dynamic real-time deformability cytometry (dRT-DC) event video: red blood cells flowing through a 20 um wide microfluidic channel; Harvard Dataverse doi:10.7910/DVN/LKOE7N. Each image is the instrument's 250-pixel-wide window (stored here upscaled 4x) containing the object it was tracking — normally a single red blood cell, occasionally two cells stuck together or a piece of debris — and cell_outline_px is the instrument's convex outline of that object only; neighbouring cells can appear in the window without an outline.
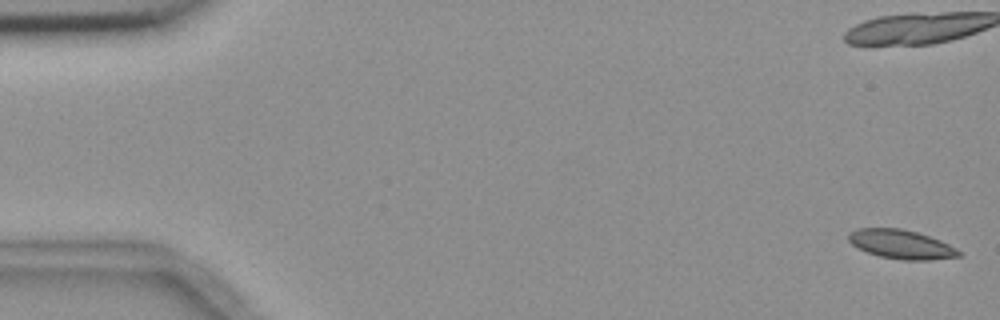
{"species": "common noctule bat (a hibernating species)", "species_latin": "Nyctalus noctula", "temperature_condition": "room temperature", "stored_images_in_passage": 4, "camera_frame_rate_fps": 3000, "um_per_image_px": 0.085, "animal": {"sex": "female", "body_mass_g": 18.4}, "frame": {"image": 1, "passage_image": 1, "time_ms": 0.0, "image_size_px": [1000, 320], "cell_outline_px": [[964, 252], [960, 256], [928, 260], [900, 260], [880, 256], [856, 248], [848, 240], [848, 232], [856, 228], [900, 228], [916, 232], [940, 240]], "centroid_in_image_um": [76.58, 20.76], "position_along_channel_um": 8.4, "area_um2": 18.73}}